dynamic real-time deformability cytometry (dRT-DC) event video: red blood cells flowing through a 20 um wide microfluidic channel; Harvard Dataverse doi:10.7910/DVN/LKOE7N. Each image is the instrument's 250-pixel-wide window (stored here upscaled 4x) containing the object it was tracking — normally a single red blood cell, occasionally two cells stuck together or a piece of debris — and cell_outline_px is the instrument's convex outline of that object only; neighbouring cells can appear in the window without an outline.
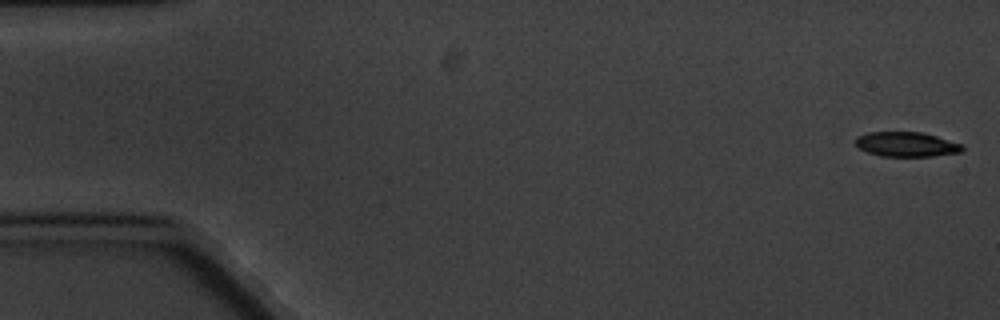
{"species": "common noctule bat (a hibernating species)", "species_latin": "Nyctalus noctula", "temperature_condition": "cold", "stored_images_in_passage": 5, "camera_frame_rate_fps": 3000, "um_per_image_px": 0.085, "animal": {"sex": "male", "body_mass_g": 20.1, "forearm_length_mm": 53.5}, "frame": {"image": 1, "passage_image": 1, "time_ms": 0.0, "image_size_px": [1000, 320], "cell_outline_px": [[964, 148], [960, 152], [932, 156], [880, 156], [868, 152], [860, 148], [856, 144], [856, 136], [868, 132], [920, 132], [936, 136], [964, 144]], "centroid_in_image_um": [77.06, 12.26], "position_along_channel_um": 7.9, "area_um2": 15.32}}
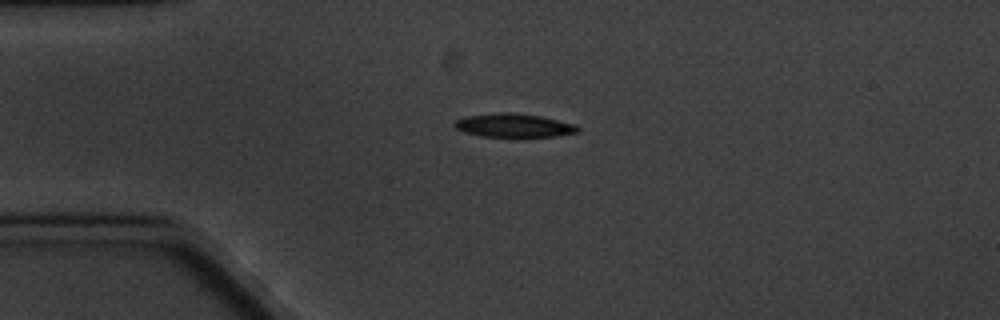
{"frame": {"image": 2, "passage_image": 4, "time_ms": 4.333, "image_size_px": [1000, 320], "cell_outline_px": [[580, 132], [556, 136], [524, 140], [520, 140], [480, 136], [464, 132], [456, 128], [452, 124], [456, 120], [468, 116], [500, 112], [508, 112], [540, 116], [576, 124], [580, 128]], "centroid_in_image_um": [43.73, 10.72], "position_along_channel_um": 41.3, "area_um2": 17.92}}